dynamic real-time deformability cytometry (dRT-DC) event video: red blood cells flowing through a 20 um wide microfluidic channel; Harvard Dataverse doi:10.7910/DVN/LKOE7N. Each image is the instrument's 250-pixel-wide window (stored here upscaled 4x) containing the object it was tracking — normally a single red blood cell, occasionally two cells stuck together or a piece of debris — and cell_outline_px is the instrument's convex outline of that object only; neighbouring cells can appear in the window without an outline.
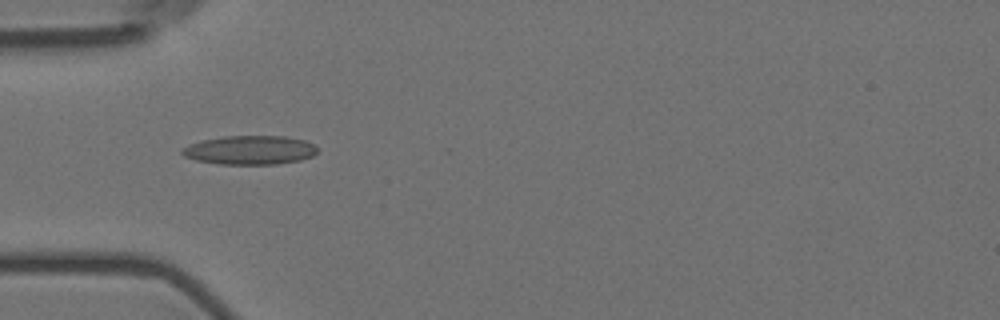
{"species": "Egyptian fruit bat (a non-hibernating species)", "species_latin": "Rousettus aegyptiacus", "temperature_condition": "room temperature", "stored_images_in_passage": 40, "camera_frame_rate_fps": 3000, "um_per_image_px": 0.085, "animal": {"sex": "female"}, "frame": {"image": 1, "passage_image": 1, "time_ms": 0.0, "image_size_px": [1000, 320], "cell_outline_px": [[316, 152], [312, 156], [300, 160], [276, 164], [220, 164], [196, 160], [184, 156], [180, 152], [188, 144], [204, 140], [224, 136], [284, 136], [304, 140], [316, 144]], "centroid_in_image_um": [21.25, 12.75], "position_along_channel_um": 63.8, "area_um2": 22.72}}
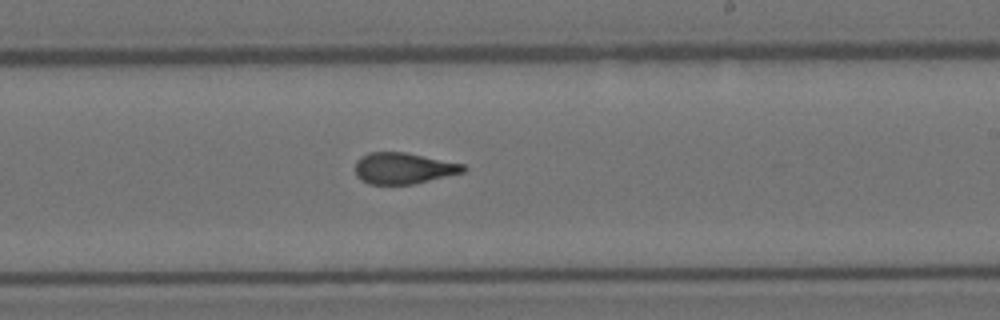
{"frame": {"image": 2, "passage_image": 17, "time_ms": 5.333, "image_size_px": [1000, 320], "cell_outline_px": [[468, 168], [464, 172], [412, 184], [368, 184], [360, 180], [356, 176], [356, 160], [360, 156], [368, 152], [404, 152], [464, 164]], "centroid_in_image_um": [34.26, 14.3], "position_along_channel_um": 254.7, "area_um2": 19.65}}
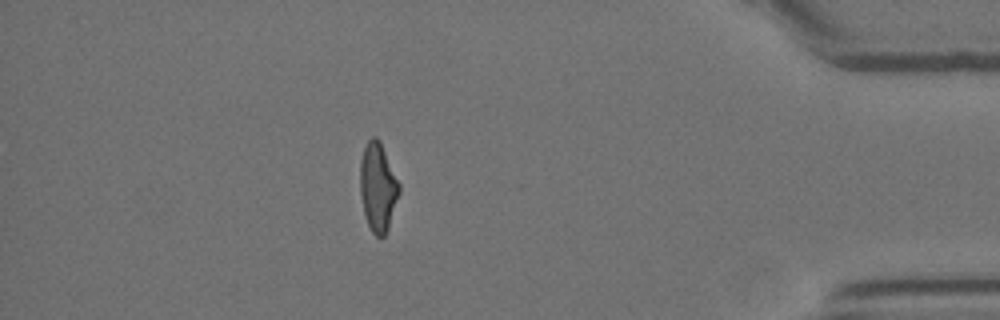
{"frame": {"image": 3, "passage_image": 33, "time_ms": 10.667, "image_size_px": [1000, 320], "cell_outline_px": [[400, 192], [388, 228], [384, 236], [376, 236], [372, 232], [368, 224], [364, 212], [360, 192], [360, 160], [364, 148], [368, 140], [372, 136], [376, 136], [380, 140], [400, 184]], "centroid_in_image_um": [32.12, 15.87], "position_along_channel_um": 403.1, "area_um2": 20.11}, "authors_computed_cell_mechanics": {"area_um2": 20.2878, "velocity_mm_per_s": 3.5997, "shape_relaxation_time_tau1_ms": null, "shape_relaxation_time_tau2_ms": 1.697, "deformation_change_tau1": null, "deformation_change_tau2": 0.0862}}